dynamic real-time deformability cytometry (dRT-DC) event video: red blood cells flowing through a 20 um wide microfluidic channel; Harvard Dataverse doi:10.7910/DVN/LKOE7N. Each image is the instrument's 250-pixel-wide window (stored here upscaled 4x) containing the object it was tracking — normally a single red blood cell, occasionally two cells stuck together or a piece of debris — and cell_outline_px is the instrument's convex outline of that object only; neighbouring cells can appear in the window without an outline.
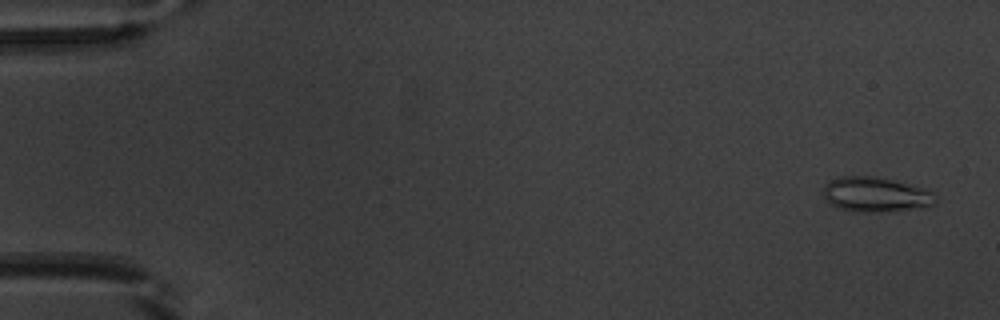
{"species": "common noctule bat (a hibernating species)", "species_latin": "Nyctalus noctula", "temperature_condition": "warm", "stored_images_in_passage": 53, "camera_frame_rate_fps": 3000, "um_per_image_px": 0.085, "animal": {"sex": "male", "body_mass_g": 20.1, "forearm_length_mm": 53.5}, "frame": {"image": 1, "passage_image": 3, "time_ms": 0.667, "image_size_px": [1000, 320], "cell_outline_px": [[936, 204], [924, 208], [896, 212], [852, 212], [840, 208], [832, 204], [824, 196], [824, 188], [832, 180], [840, 176], [872, 176], [892, 180], [936, 192]], "centroid_in_image_um": [74.52, 16.57], "position_along_channel_um": 10.5, "area_um2": 22.95}}
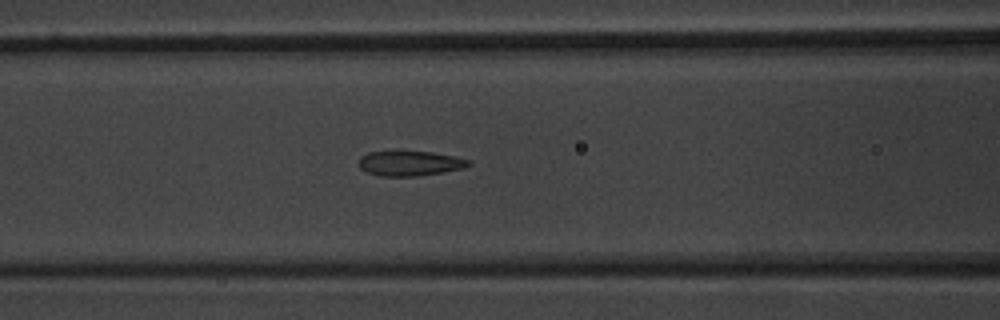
{"frame": {"image": 2, "passage_image": 23, "time_ms": 7.333, "image_size_px": [1000, 320], "cell_outline_px": [[472, 164], [464, 168], [444, 172], [416, 176], [380, 176], [368, 172], [360, 168], [360, 156], [368, 152], [392, 148], [432, 152], [472, 160]], "centroid_in_image_um": [34.82, 13.83], "position_along_channel_um": 131.8, "area_um2": 16.7}}
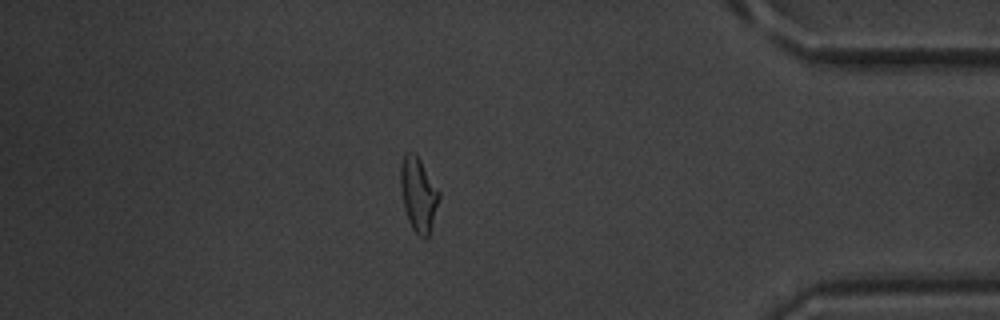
{"frame": {"image": 3, "passage_image": 46, "time_ms": 15.0, "image_size_px": [1000, 320], "cell_outline_px": [[440, 196], [432, 224], [428, 236], [424, 240], [412, 228], [408, 220], [404, 208], [400, 188], [400, 168], [404, 156], [408, 152], [416, 152], [440, 192]], "centroid_in_image_um": [35.56, 16.51], "position_along_channel_um": 399.6, "area_um2": 16.59}, "authors_computed_cell_mechanics": {"area_um2": 16.8198, "velocity_mm_per_s": 3.9206, "shape_relaxation_time_tau1_ms": 8.7842, "shape_relaxation_time_tau2_ms": 1.6967, "deformation_change_tau1": 0.2066, "deformation_change_tau2": 0.0971}}